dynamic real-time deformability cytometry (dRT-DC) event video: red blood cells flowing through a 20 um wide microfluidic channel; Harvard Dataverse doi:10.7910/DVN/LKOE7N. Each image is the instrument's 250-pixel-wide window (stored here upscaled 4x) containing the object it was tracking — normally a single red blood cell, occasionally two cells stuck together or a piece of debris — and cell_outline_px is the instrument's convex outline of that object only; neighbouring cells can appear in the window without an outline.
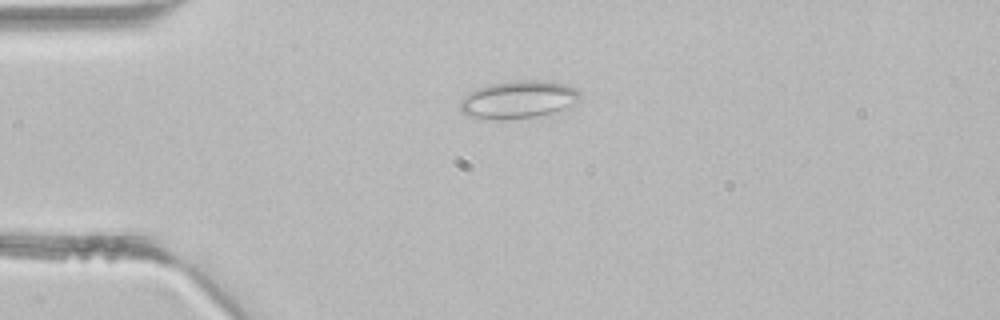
{"species": "common noctule bat (a hibernating species)", "species_latin": "Nyctalus noctula", "temperature_condition": "room temperature", "stored_images_in_passage": 4, "camera_frame_rate_fps": 3000, "um_per_image_px": 0.085, "animal": {"sex": "male", "body_mass_g": 21.5, "forearm_length_mm": 52.0}, "frame": {"image": 1, "passage_image": 4, "time_ms": 1.0, "image_size_px": [1000, 320], "cell_outline_px": [[580, 96], [572, 104], [552, 112], [536, 116], [500, 120], [468, 116], [460, 112], [460, 100], [464, 96], [476, 88], [488, 84], [516, 80], [552, 80], [576, 88], [580, 92]], "centroid_in_image_um": [44.01, 8.44], "position_along_channel_um": 41.0, "area_um2": 26.3}}